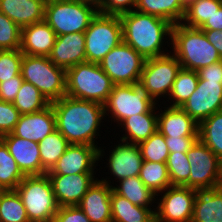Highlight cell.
Segmentation results:
<instances>
[{"label":"cell","instance_id":"1","mask_svg":"<svg viewBox=\"0 0 222 222\" xmlns=\"http://www.w3.org/2000/svg\"><path fill=\"white\" fill-rule=\"evenodd\" d=\"M56 117V129L70 144H85L98 148V161L105 151L95 141L105 118L104 105L94 101L71 98L67 95L50 103ZM101 158V159H100Z\"/></svg>","mask_w":222,"mask_h":222},{"label":"cell","instance_id":"2","mask_svg":"<svg viewBox=\"0 0 222 222\" xmlns=\"http://www.w3.org/2000/svg\"><path fill=\"white\" fill-rule=\"evenodd\" d=\"M119 17L122 23L123 42L130 45L145 59L169 54L166 53L169 50H164L163 45L166 43L167 46L171 45L172 23L135 9ZM167 38L169 43L165 42Z\"/></svg>","mask_w":222,"mask_h":222},{"label":"cell","instance_id":"3","mask_svg":"<svg viewBox=\"0 0 222 222\" xmlns=\"http://www.w3.org/2000/svg\"><path fill=\"white\" fill-rule=\"evenodd\" d=\"M172 54L178 59L181 68L199 69L222 60L217 49L208 41L200 28L187 27L182 23L172 26Z\"/></svg>","mask_w":222,"mask_h":222},{"label":"cell","instance_id":"4","mask_svg":"<svg viewBox=\"0 0 222 222\" xmlns=\"http://www.w3.org/2000/svg\"><path fill=\"white\" fill-rule=\"evenodd\" d=\"M99 64L84 62L66 70V95L105 104L113 86Z\"/></svg>","mask_w":222,"mask_h":222},{"label":"cell","instance_id":"5","mask_svg":"<svg viewBox=\"0 0 222 222\" xmlns=\"http://www.w3.org/2000/svg\"><path fill=\"white\" fill-rule=\"evenodd\" d=\"M99 9L82 0H48L44 21L57 36L85 32Z\"/></svg>","mask_w":222,"mask_h":222},{"label":"cell","instance_id":"6","mask_svg":"<svg viewBox=\"0 0 222 222\" xmlns=\"http://www.w3.org/2000/svg\"><path fill=\"white\" fill-rule=\"evenodd\" d=\"M21 75L23 80L34 85L49 103L66 95V70L57 67L46 56L23 54Z\"/></svg>","mask_w":222,"mask_h":222},{"label":"cell","instance_id":"7","mask_svg":"<svg viewBox=\"0 0 222 222\" xmlns=\"http://www.w3.org/2000/svg\"><path fill=\"white\" fill-rule=\"evenodd\" d=\"M22 199L30 222H51L59 205L47 173L25 176L15 189Z\"/></svg>","mask_w":222,"mask_h":222},{"label":"cell","instance_id":"8","mask_svg":"<svg viewBox=\"0 0 222 222\" xmlns=\"http://www.w3.org/2000/svg\"><path fill=\"white\" fill-rule=\"evenodd\" d=\"M157 104L140 80L114 85L104 104L105 117L110 116L119 125L128 117L150 112Z\"/></svg>","mask_w":222,"mask_h":222},{"label":"cell","instance_id":"9","mask_svg":"<svg viewBox=\"0 0 222 222\" xmlns=\"http://www.w3.org/2000/svg\"><path fill=\"white\" fill-rule=\"evenodd\" d=\"M84 35L86 62L99 64L109 51L123 41L121 19L98 12Z\"/></svg>","mask_w":222,"mask_h":222},{"label":"cell","instance_id":"10","mask_svg":"<svg viewBox=\"0 0 222 222\" xmlns=\"http://www.w3.org/2000/svg\"><path fill=\"white\" fill-rule=\"evenodd\" d=\"M190 174L184 187L209 190L221 187L222 160L199 138L187 152Z\"/></svg>","mask_w":222,"mask_h":222},{"label":"cell","instance_id":"11","mask_svg":"<svg viewBox=\"0 0 222 222\" xmlns=\"http://www.w3.org/2000/svg\"><path fill=\"white\" fill-rule=\"evenodd\" d=\"M145 60L122 41L106 54L99 65L115 85H126L140 80Z\"/></svg>","mask_w":222,"mask_h":222},{"label":"cell","instance_id":"12","mask_svg":"<svg viewBox=\"0 0 222 222\" xmlns=\"http://www.w3.org/2000/svg\"><path fill=\"white\" fill-rule=\"evenodd\" d=\"M170 54L145 60L140 81L156 101L167 98L173 87L177 73L181 69L178 59ZM167 95V96H166Z\"/></svg>","mask_w":222,"mask_h":222},{"label":"cell","instance_id":"13","mask_svg":"<svg viewBox=\"0 0 222 222\" xmlns=\"http://www.w3.org/2000/svg\"><path fill=\"white\" fill-rule=\"evenodd\" d=\"M164 192L159 193L158 205H153L157 222H191L197 190L170 186Z\"/></svg>","mask_w":222,"mask_h":222},{"label":"cell","instance_id":"14","mask_svg":"<svg viewBox=\"0 0 222 222\" xmlns=\"http://www.w3.org/2000/svg\"><path fill=\"white\" fill-rule=\"evenodd\" d=\"M181 108L198 125L212 114L222 111V83L199 79L196 90Z\"/></svg>","mask_w":222,"mask_h":222},{"label":"cell","instance_id":"15","mask_svg":"<svg viewBox=\"0 0 222 222\" xmlns=\"http://www.w3.org/2000/svg\"><path fill=\"white\" fill-rule=\"evenodd\" d=\"M47 175L59 207L78 205L88 189L98 179L95 178L94 173Z\"/></svg>","mask_w":222,"mask_h":222},{"label":"cell","instance_id":"16","mask_svg":"<svg viewBox=\"0 0 222 222\" xmlns=\"http://www.w3.org/2000/svg\"><path fill=\"white\" fill-rule=\"evenodd\" d=\"M97 163V164H96ZM98 148L85 144H70L47 174L95 173L98 166Z\"/></svg>","mask_w":222,"mask_h":222},{"label":"cell","instance_id":"17","mask_svg":"<svg viewBox=\"0 0 222 222\" xmlns=\"http://www.w3.org/2000/svg\"><path fill=\"white\" fill-rule=\"evenodd\" d=\"M109 179H97L78 204L91 222H112V182Z\"/></svg>","mask_w":222,"mask_h":222},{"label":"cell","instance_id":"18","mask_svg":"<svg viewBox=\"0 0 222 222\" xmlns=\"http://www.w3.org/2000/svg\"><path fill=\"white\" fill-rule=\"evenodd\" d=\"M111 153V154H110ZM106 165L111 175L118 181L129 177L139 176L143 158L139 145L119 140L118 144L109 151Z\"/></svg>","mask_w":222,"mask_h":222},{"label":"cell","instance_id":"19","mask_svg":"<svg viewBox=\"0 0 222 222\" xmlns=\"http://www.w3.org/2000/svg\"><path fill=\"white\" fill-rule=\"evenodd\" d=\"M48 58L65 70L86 62L84 32L59 35Z\"/></svg>","mask_w":222,"mask_h":222},{"label":"cell","instance_id":"20","mask_svg":"<svg viewBox=\"0 0 222 222\" xmlns=\"http://www.w3.org/2000/svg\"><path fill=\"white\" fill-rule=\"evenodd\" d=\"M56 130V117L52 105L42 111L21 115L16 123L13 135L39 143Z\"/></svg>","mask_w":222,"mask_h":222},{"label":"cell","instance_id":"21","mask_svg":"<svg viewBox=\"0 0 222 222\" xmlns=\"http://www.w3.org/2000/svg\"><path fill=\"white\" fill-rule=\"evenodd\" d=\"M0 139L7 146L20 170L25 176L42 175V164L38 143L13 135H3Z\"/></svg>","mask_w":222,"mask_h":222},{"label":"cell","instance_id":"22","mask_svg":"<svg viewBox=\"0 0 222 222\" xmlns=\"http://www.w3.org/2000/svg\"><path fill=\"white\" fill-rule=\"evenodd\" d=\"M56 38L55 31L43 20L21 29L20 50L24 55L48 57Z\"/></svg>","mask_w":222,"mask_h":222},{"label":"cell","instance_id":"23","mask_svg":"<svg viewBox=\"0 0 222 222\" xmlns=\"http://www.w3.org/2000/svg\"><path fill=\"white\" fill-rule=\"evenodd\" d=\"M163 108L157 113V122L164 137H198L199 125L181 107Z\"/></svg>","mask_w":222,"mask_h":222},{"label":"cell","instance_id":"24","mask_svg":"<svg viewBox=\"0 0 222 222\" xmlns=\"http://www.w3.org/2000/svg\"><path fill=\"white\" fill-rule=\"evenodd\" d=\"M46 2L42 0H0V12L22 29L44 20Z\"/></svg>","mask_w":222,"mask_h":222},{"label":"cell","instance_id":"25","mask_svg":"<svg viewBox=\"0 0 222 222\" xmlns=\"http://www.w3.org/2000/svg\"><path fill=\"white\" fill-rule=\"evenodd\" d=\"M158 107H154L148 113L138 114L124 119L118 127L123 128L125 133L119 140L127 143L139 145L147 140L151 135L158 131L157 111Z\"/></svg>","mask_w":222,"mask_h":222},{"label":"cell","instance_id":"26","mask_svg":"<svg viewBox=\"0 0 222 222\" xmlns=\"http://www.w3.org/2000/svg\"><path fill=\"white\" fill-rule=\"evenodd\" d=\"M191 222H222V187L197 190Z\"/></svg>","mask_w":222,"mask_h":222},{"label":"cell","instance_id":"27","mask_svg":"<svg viewBox=\"0 0 222 222\" xmlns=\"http://www.w3.org/2000/svg\"><path fill=\"white\" fill-rule=\"evenodd\" d=\"M181 0H137L135 10L165 19L173 25L181 23L185 13Z\"/></svg>","mask_w":222,"mask_h":222},{"label":"cell","instance_id":"28","mask_svg":"<svg viewBox=\"0 0 222 222\" xmlns=\"http://www.w3.org/2000/svg\"><path fill=\"white\" fill-rule=\"evenodd\" d=\"M112 222H146L156 208H145L134 205L128 199L112 190L110 196Z\"/></svg>","mask_w":222,"mask_h":222},{"label":"cell","instance_id":"29","mask_svg":"<svg viewBox=\"0 0 222 222\" xmlns=\"http://www.w3.org/2000/svg\"><path fill=\"white\" fill-rule=\"evenodd\" d=\"M119 185H112V190L120 196L128 199L134 205L151 208L156 201V195L142 182L139 176L122 179ZM155 199V200H154Z\"/></svg>","mask_w":222,"mask_h":222},{"label":"cell","instance_id":"30","mask_svg":"<svg viewBox=\"0 0 222 222\" xmlns=\"http://www.w3.org/2000/svg\"><path fill=\"white\" fill-rule=\"evenodd\" d=\"M69 145L70 143L57 129L38 143L42 174H46L54 167Z\"/></svg>","mask_w":222,"mask_h":222},{"label":"cell","instance_id":"31","mask_svg":"<svg viewBox=\"0 0 222 222\" xmlns=\"http://www.w3.org/2000/svg\"><path fill=\"white\" fill-rule=\"evenodd\" d=\"M139 178L155 195L172 186L166 163L143 161Z\"/></svg>","mask_w":222,"mask_h":222},{"label":"cell","instance_id":"32","mask_svg":"<svg viewBox=\"0 0 222 222\" xmlns=\"http://www.w3.org/2000/svg\"><path fill=\"white\" fill-rule=\"evenodd\" d=\"M198 138L222 160V111L199 124Z\"/></svg>","mask_w":222,"mask_h":222},{"label":"cell","instance_id":"33","mask_svg":"<svg viewBox=\"0 0 222 222\" xmlns=\"http://www.w3.org/2000/svg\"><path fill=\"white\" fill-rule=\"evenodd\" d=\"M199 77L197 71L181 68L177 73L172 90L168 96L172 107H181L194 93Z\"/></svg>","mask_w":222,"mask_h":222},{"label":"cell","instance_id":"34","mask_svg":"<svg viewBox=\"0 0 222 222\" xmlns=\"http://www.w3.org/2000/svg\"><path fill=\"white\" fill-rule=\"evenodd\" d=\"M13 105L21 115H24L42 111L50 103L34 85L23 81Z\"/></svg>","mask_w":222,"mask_h":222},{"label":"cell","instance_id":"35","mask_svg":"<svg viewBox=\"0 0 222 222\" xmlns=\"http://www.w3.org/2000/svg\"><path fill=\"white\" fill-rule=\"evenodd\" d=\"M222 6V0H196L186 7L182 19L187 27L201 28Z\"/></svg>","mask_w":222,"mask_h":222},{"label":"cell","instance_id":"36","mask_svg":"<svg viewBox=\"0 0 222 222\" xmlns=\"http://www.w3.org/2000/svg\"><path fill=\"white\" fill-rule=\"evenodd\" d=\"M25 175L0 139V185L6 190H15Z\"/></svg>","mask_w":222,"mask_h":222},{"label":"cell","instance_id":"37","mask_svg":"<svg viewBox=\"0 0 222 222\" xmlns=\"http://www.w3.org/2000/svg\"><path fill=\"white\" fill-rule=\"evenodd\" d=\"M0 222H30L16 190H6L1 196Z\"/></svg>","mask_w":222,"mask_h":222},{"label":"cell","instance_id":"38","mask_svg":"<svg viewBox=\"0 0 222 222\" xmlns=\"http://www.w3.org/2000/svg\"><path fill=\"white\" fill-rule=\"evenodd\" d=\"M143 161L166 163L169 150L165 137L156 131L147 140L139 144Z\"/></svg>","mask_w":222,"mask_h":222},{"label":"cell","instance_id":"39","mask_svg":"<svg viewBox=\"0 0 222 222\" xmlns=\"http://www.w3.org/2000/svg\"><path fill=\"white\" fill-rule=\"evenodd\" d=\"M166 166L172 186H183L188 181L190 165L187 153H169Z\"/></svg>","mask_w":222,"mask_h":222},{"label":"cell","instance_id":"40","mask_svg":"<svg viewBox=\"0 0 222 222\" xmlns=\"http://www.w3.org/2000/svg\"><path fill=\"white\" fill-rule=\"evenodd\" d=\"M21 28L0 12V50L20 49Z\"/></svg>","mask_w":222,"mask_h":222},{"label":"cell","instance_id":"41","mask_svg":"<svg viewBox=\"0 0 222 222\" xmlns=\"http://www.w3.org/2000/svg\"><path fill=\"white\" fill-rule=\"evenodd\" d=\"M22 57L20 49L0 50V83L21 74Z\"/></svg>","mask_w":222,"mask_h":222},{"label":"cell","instance_id":"42","mask_svg":"<svg viewBox=\"0 0 222 222\" xmlns=\"http://www.w3.org/2000/svg\"><path fill=\"white\" fill-rule=\"evenodd\" d=\"M20 116L12 102L0 100V137L13 131Z\"/></svg>","mask_w":222,"mask_h":222},{"label":"cell","instance_id":"43","mask_svg":"<svg viewBox=\"0 0 222 222\" xmlns=\"http://www.w3.org/2000/svg\"><path fill=\"white\" fill-rule=\"evenodd\" d=\"M137 0H104L99 12L102 14L120 16L133 11Z\"/></svg>","mask_w":222,"mask_h":222},{"label":"cell","instance_id":"44","mask_svg":"<svg viewBox=\"0 0 222 222\" xmlns=\"http://www.w3.org/2000/svg\"><path fill=\"white\" fill-rule=\"evenodd\" d=\"M51 222H91L78 205L59 207Z\"/></svg>","mask_w":222,"mask_h":222},{"label":"cell","instance_id":"45","mask_svg":"<svg viewBox=\"0 0 222 222\" xmlns=\"http://www.w3.org/2000/svg\"><path fill=\"white\" fill-rule=\"evenodd\" d=\"M22 75L19 74L12 79H8L0 83V100L5 102H12L15 100L16 95L23 83Z\"/></svg>","mask_w":222,"mask_h":222},{"label":"cell","instance_id":"46","mask_svg":"<svg viewBox=\"0 0 222 222\" xmlns=\"http://www.w3.org/2000/svg\"><path fill=\"white\" fill-rule=\"evenodd\" d=\"M198 137H165L169 153H187Z\"/></svg>","mask_w":222,"mask_h":222},{"label":"cell","instance_id":"47","mask_svg":"<svg viewBox=\"0 0 222 222\" xmlns=\"http://www.w3.org/2000/svg\"><path fill=\"white\" fill-rule=\"evenodd\" d=\"M197 74L201 80L222 83V60L199 69Z\"/></svg>","mask_w":222,"mask_h":222},{"label":"cell","instance_id":"48","mask_svg":"<svg viewBox=\"0 0 222 222\" xmlns=\"http://www.w3.org/2000/svg\"><path fill=\"white\" fill-rule=\"evenodd\" d=\"M200 29L222 31V6L219 10H215L211 18Z\"/></svg>","mask_w":222,"mask_h":222},{"label":"cell","instance_id":"49","mask_svg":"<svg viewBox=\"0 0 222 222\" xmlns=\"http://www.w3.org/2000/svg\"><path fill=\"white\" fill-rule=\"evenodd\" d=\"M208 41L217 49L218 54L222 58V31L203 30Z\"/></svg>","mask_w":222,"mask_h":222},{"label":"cell","instance_id":"50","mask_svg":"<svg viewBox=\"0 0 222 222\" xmlns=\"http://www.w3.org/2000/svg\"><path fill=\"white\" fill-rule=\"evenodd\" d=\"M86 3L96 6L98 9L102 6L104 0H82Z\"/></svg>","mask_w":222,"mask_h":222},{"label":"cell","instance_id":"51","mask_svg":"<svg viewBox=\"0 0 222 222\" xmlns=\"http://www.w3.org/2000/svg\"><path fill=\"white\" fill-rule=\"evenodd\" d=\"M183 3V6L186 8L189 6L191 3H194L196 0H181Z\"/></svg>","mask_w":222,"mask_h":222},{"label":"cell","instance_id":"52","mask_svg":"<svg viewBox=\"0 0 222 222\" xmlns=\"http://www.w3.org/2000/svg\"><path fill=\"white\" fill-rule=\"evenodd\" d=\"M146 222H157L155 213Z\"/></svg>","mask_w":222,"mask_h":222},{"label":"cell","instance_id":"53","mask_svg":"<svg viewBox=\"0 0 222 222\" xmlns=\"http://www.w3.org/2000/svg\"><path fill=\"white\" fill-rule=\"evenodd\" d=\"M6 189L0 185V199H1V196L5 193Z\"/></svg>","mask_w":222,"mask_h":222}]
</instances>
